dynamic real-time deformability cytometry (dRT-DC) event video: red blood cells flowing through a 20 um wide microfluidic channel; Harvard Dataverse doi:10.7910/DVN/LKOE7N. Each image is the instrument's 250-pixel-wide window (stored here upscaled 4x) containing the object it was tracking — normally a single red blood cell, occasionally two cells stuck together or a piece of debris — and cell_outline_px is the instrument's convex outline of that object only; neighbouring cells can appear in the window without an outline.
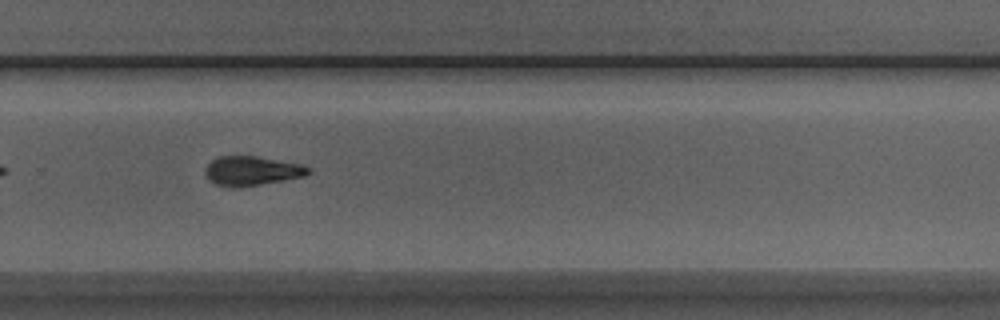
{"species": "Egyptian fruit bat (a non-hibernating species)", "species_latin": "Rousettus aegyptiacus", "temperature_condition": "room temperature", "stored_images_in_passage": 28, "camera_frame_rate_fps": 3000, "um_per_image_px": 0.085, "animal": {"sex": "male"}, "frame": {"image": 1, "passage_image": 20, "time_ms": 6.333, "image_size_px": [1000, 320], "cell_outline_px": [[312, 172], [304, 176], [284, 180], [236, 188], [228, 188], [216, 184], [208, 180], [204, 172], [204, 168], [212, 160], [220, 156], [256, 156], [304, 164], [312, 168]], "centroid_in_image_um": [21.41, 14.52], "position_along_channel_um": 308.4, "area_um2": 17.92}}